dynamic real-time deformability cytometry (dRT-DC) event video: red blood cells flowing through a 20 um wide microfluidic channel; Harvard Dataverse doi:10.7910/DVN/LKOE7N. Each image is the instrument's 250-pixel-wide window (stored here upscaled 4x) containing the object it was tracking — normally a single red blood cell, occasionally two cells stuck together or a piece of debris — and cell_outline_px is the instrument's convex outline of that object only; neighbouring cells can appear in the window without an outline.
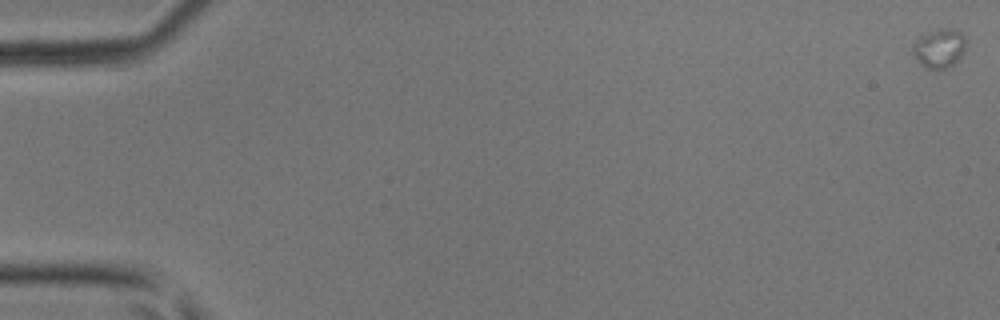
{"species": "common noctule bat (a hibernating species)", "species_latin": "Nyctalus noctula", "temperature_condition": "room temperature", "stored_images_in_passage": 12, "camera_frame_rate_fps": 3000, "um_per_image_px": 0.085, "animal": {"sex": "male", "body_mass_g": 17.9, "forearm_length_mm": 54.2}, "frame": {"image": 1, "passage_image": 1, "time_ms": 0.0, "image_size_px": [1000, 320], "cell_outline_px": [[968, 40], [964, 52], [952, 64], [944, 68], [928, 68], [920, 64], [916, 60], [912, 52], [912, 48], [916, 40], [920, 36], [928, 32], [940, 28], [956, 28]], "centroid_in_image_um": [79.86, 4.06], "position_along_channel_um": 5.1, "area_um2": 12.14}}